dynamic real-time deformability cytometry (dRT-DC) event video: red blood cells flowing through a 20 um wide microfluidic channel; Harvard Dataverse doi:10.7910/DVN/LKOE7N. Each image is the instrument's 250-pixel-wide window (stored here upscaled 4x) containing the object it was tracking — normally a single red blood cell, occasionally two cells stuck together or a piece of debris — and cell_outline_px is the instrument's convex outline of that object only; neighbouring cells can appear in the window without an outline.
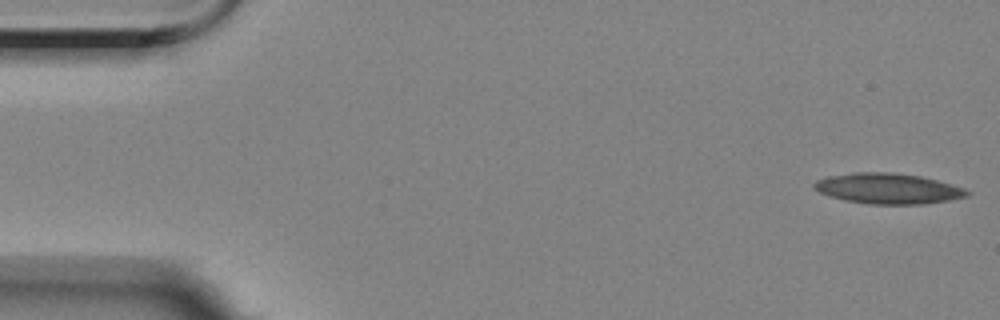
{"species": "Egyptian fruit bat (a non-hibernating species)", "species_latin": "Rousettus aegyptiacus", "temperature_condition": "room temperature", "stored_images_in_passage": 5, "camera_frame_rate_fps": 3000, "um_per_image_px": 0.085, "animal": {"sex": "female"}, "frame": {"image": 1, "passage_image": 1, "time_ms": 0.0, "image_size_px": [1000, 320], "cell_outline_px": [[972, 192], [968, 196], [948, 200], [924, 204], [868, 204], [844, 200], [820, 192], [812, 188], [812, 184], [816, 180], [828, 176], [852, 172], [892, 172], [920, 176], [936, 180], [964, 188]], "centroid_in_image_um": [75.46, 16.02], "position_along_channel_um": 9.5, "area_um2": 27.22}}
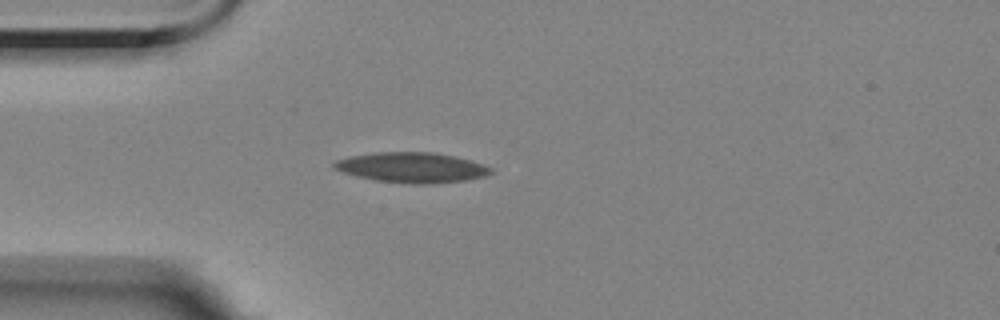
{"frame": {"image": 2, "passage_image": 4, "time_ms": 4.333, "image_size_px": [1000, 320], "cell_outline_px": [[496, 172], [484, 176], [464, 180], [436, 184], [412, 184], [376, 180], [344, 172], [332, 168], [332, 164], [336, 160], [348, 156], [376, 152], [432, 152], [456, 156], [472, 160], [492, 168]], "centroid_in_image_um": [35.04, 14.23], "position_along_channel_um": 50.0, "area_um2": 27.69}}